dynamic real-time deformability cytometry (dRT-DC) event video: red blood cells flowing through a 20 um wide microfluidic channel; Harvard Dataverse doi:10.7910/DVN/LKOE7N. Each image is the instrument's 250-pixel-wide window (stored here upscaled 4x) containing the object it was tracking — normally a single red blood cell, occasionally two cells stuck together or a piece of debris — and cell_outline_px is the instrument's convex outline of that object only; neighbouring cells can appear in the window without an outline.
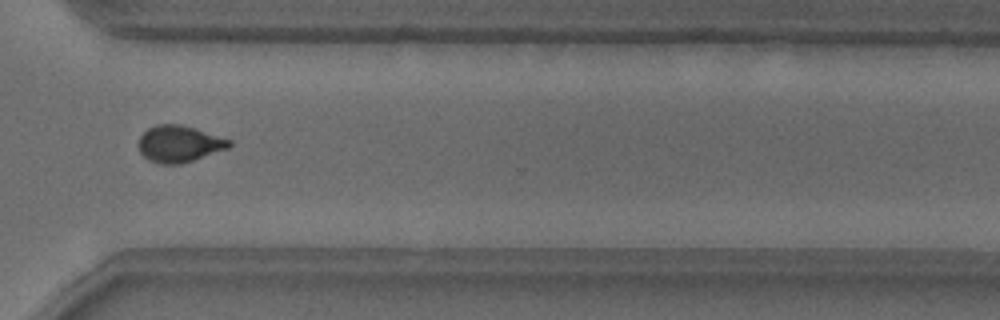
{"species": "common noctule bat (a hibernating species)", "species_latin": "Nyctalus noctula", "temperature_condition": "warm", "stored_images_in_passage": 51, "camera_frame_rate_fps": 3000, "um_per_image_px": 0.085, "animal": {"sex": "male", "body_mass_g": 18.8}, "frame": {"image": 1, "passage_image": 37, "time_ms": 12.0, "image_size_px": [1000, 320], "cell_outline_px": [[232, 144], [228, 148], [180, 164], [160, 164], [148, 160], [140, 152], [136, 144], [140, 136], [148, 128], [156, 124], [180, 124], [196, 128], [232, 140]], "centroid_in_image_um": [15.2, 12.22], "position_along_channel_um": 355.4, "area_um2": 19.48}}
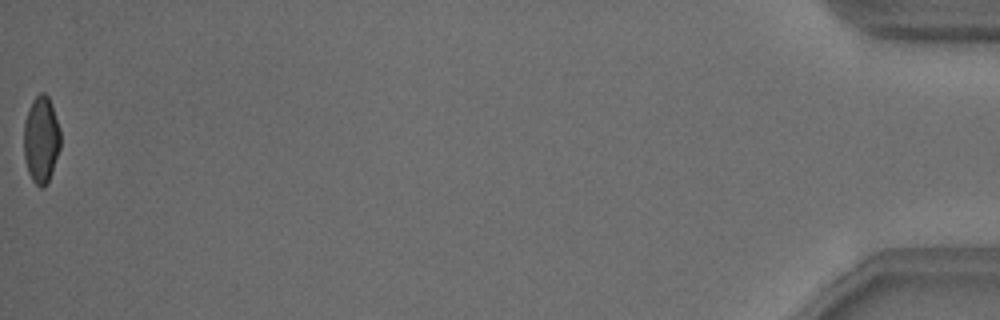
{"frame": {"image": 2, "passage_image": 51, "time_ms": 16.667, "image_size_px": [1000, 320], "cell_outline_px": [[60, 148], [52, 172], [44, 188], [40, 188], [32, 180], [28, 172], [24, 160], [24, 124], [28, 108], [32, 100], [40, 92], [44, 92], [48, 96], [52, 104], [60, 128]], "centroid_in_image_um": [3.5, 11.85], "position_along_channel_um": 431.7, "area_um2": 18.73}, "authors_computed_cell_mechanics": {"area_um2": 19.4208, "velocity_mm_per_s": 3.8681, "shape_relaxation_time_tau1_ms": 2.9214, "shape_relaxation_time_tau2_ms": 1.2692, "deformation_change_tau1": 0.1231, "deformation_change_tau2": 0.0615}}